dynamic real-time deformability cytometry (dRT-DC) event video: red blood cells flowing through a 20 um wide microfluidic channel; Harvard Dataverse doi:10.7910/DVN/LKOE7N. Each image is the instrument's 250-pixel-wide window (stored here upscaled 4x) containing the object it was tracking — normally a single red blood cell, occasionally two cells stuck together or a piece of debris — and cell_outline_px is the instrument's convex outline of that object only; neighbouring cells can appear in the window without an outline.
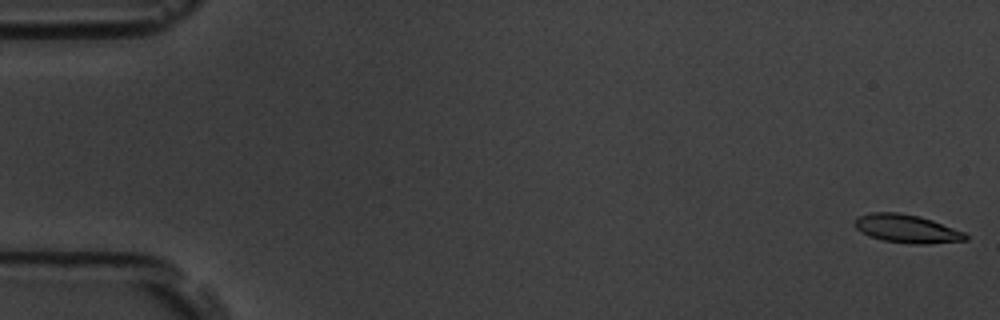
{"species": "common noctule bat (a hibernating species)", "species_latin": "Nyctalus noctula", "temperature_condition": "room temperature", "stored_images_in_passage": 59, "segment_of_instrument_passage": [1, 2], "camera_frame_rate_fps": 3000, "um_per_image_px": 0.085, "animal": {"sex": "male", "body_mass_g": 19.5, "forearm_length_mm": 54.6}, "frame": {"image": 1, "passage_image": 1, "time_ms": 0.0, "image_size_px": [1000, 320], "cell_outline_px": [[968, 240], [928, 244], [912, 244], [884, 240], [868, 236], [860, 232], [852, 224], [860, 216], [872, 212], [900, 212], [920, 216], [932, 220], [964, 232], [968, 236]], "centroid_in_image_um": [77.07, 19.44], "position_along_channel_um": 7.9, "area_um2": 18.32}}
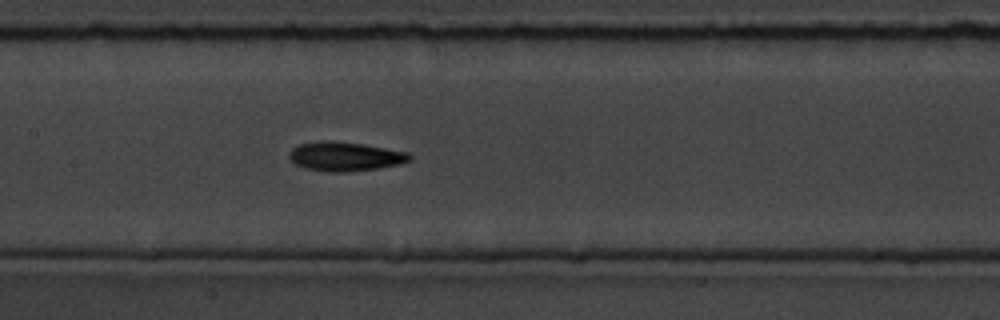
{"frame": {"image": 2, "passage_image": 28, "time_ms": 9.0, "image_size_px": [1000, 320], "cell_outline_px": [[412, 160], [400, 164], [380, 168], [348, 172], [328, 172], [304, 168], [296, 164], [288, 156], [288, 152], [292, 148], [300, 144], [324, 140], [332, 140], [360, 144], [408, 152], [412, 156]], "centroid_in_image_um": [29.33, 13.31], "position_along_channel_um": 178.1, "area_um2": 20.52}}
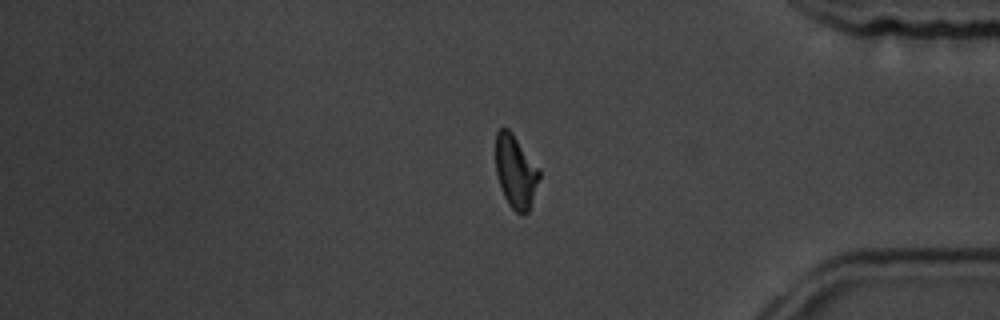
{"frame": {"image": 3, "passage_image": 48, "time_ms": 15.667, "image_size_px": [1000, 320], "cell_outline_px": [[540, 176], [528, 212], [516, 212], [508, 204], [504, 196], [496, 172], [496, 132], [500, 128], [508, 128], [512, 132], [540, 168]], "centroid_in_image_um": [43.83, 14.54], "position_along_channel_um": 391.4, "area_um2": 18.38}}